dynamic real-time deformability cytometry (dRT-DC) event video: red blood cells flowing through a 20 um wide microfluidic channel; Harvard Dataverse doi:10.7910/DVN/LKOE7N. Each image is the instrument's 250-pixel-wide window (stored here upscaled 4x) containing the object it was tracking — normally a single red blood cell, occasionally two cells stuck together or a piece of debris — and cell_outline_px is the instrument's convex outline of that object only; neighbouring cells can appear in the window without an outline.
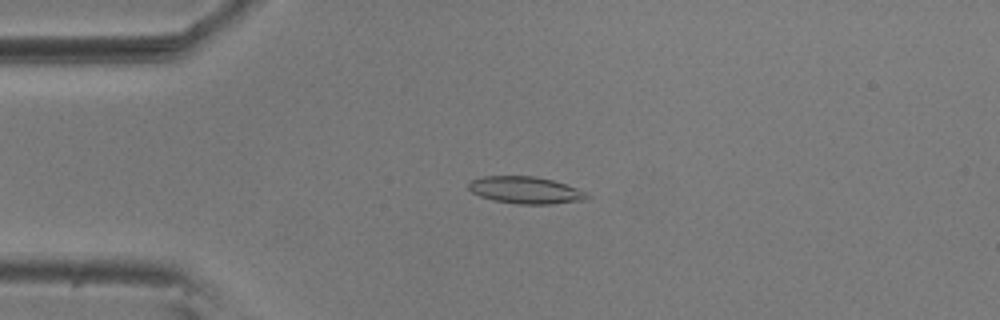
{"species": "common noctule bat (a hibernating species)", "species_latin": "Nyctalus noctula", "temperature_condition": "room temperature", "stored_images_in_passage": 56, "camera_frame_rate_fps": 3000, "um_per_image_px": 0.085, "animal": {"sex": "male", "body_mass_g": 20.5, "forearm_length_mm": 52.5}, "frame": {"image": 1, "passage_image": 13, "time_ms": 4.0, "image_size_px": [1000, 320], "cell_outline_px": [[592, 196], [584, 200], [548, 204], [516, 204], [492, 200], [480, 196], [472, 192], [468, 188], [468, 184], [472, 180], [484, 176], [536, 176], [552, 180], [576, 188]], "centroid_in_image_um": [44.65, 16.16], "position_along_channel_um": 40.4, "area_um2": 18.55}}
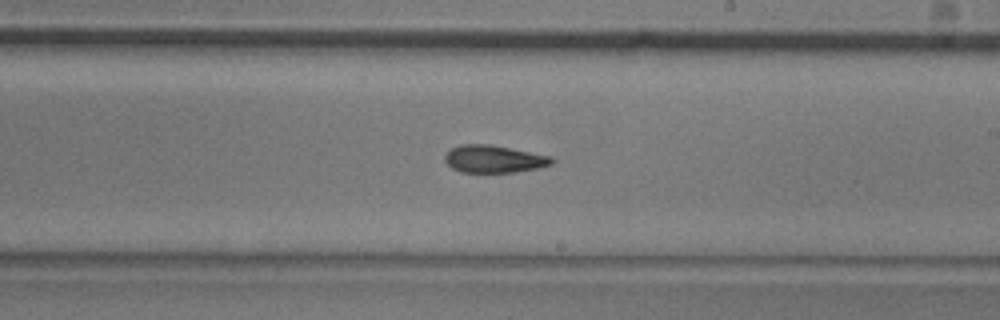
{"frame": {"image": 2, "passage_image": 32, "time_ms": 10.333, "image_size_px": [1000, 320], "cell_outline_px": [[556, 160], [552, 164], [540, 168], [516, 172], [460, 172], [452, 168], [444, 160], [444, 156], [452, 148], [460, 144], [488, 144], [552, 156]], "centroid_in_image_um": [42.01, 13.52], "position_along_channel_um": 247.0, "area_um2": 17.17}}
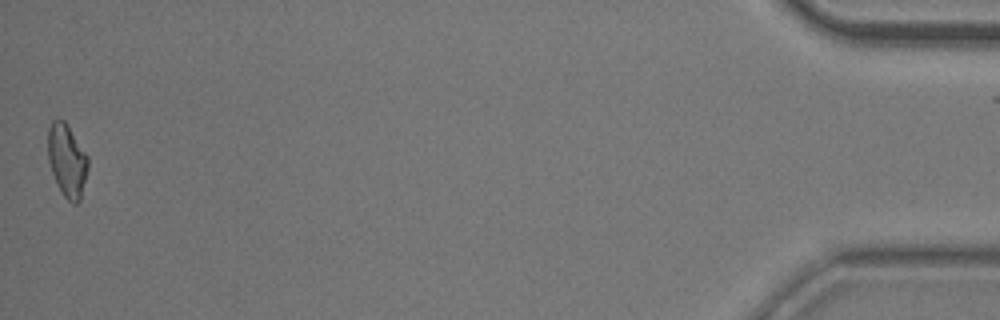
{"frame": {"image": 3, "passage_image": 55, "time_ms": 18.0, "image_size_px": [1000, 320], "cell_outline_px": [[88, 168], [80, 200], [76, 204], [72, 204], [64, 196], [56, 184], [48, 160], [48, 128], [52, 120], [64, 120], [88, 156]], "centroid_in_image_um": [5.69, 13.66], "position_along_channel_um": 429.5, "area_um2": 16.94}}